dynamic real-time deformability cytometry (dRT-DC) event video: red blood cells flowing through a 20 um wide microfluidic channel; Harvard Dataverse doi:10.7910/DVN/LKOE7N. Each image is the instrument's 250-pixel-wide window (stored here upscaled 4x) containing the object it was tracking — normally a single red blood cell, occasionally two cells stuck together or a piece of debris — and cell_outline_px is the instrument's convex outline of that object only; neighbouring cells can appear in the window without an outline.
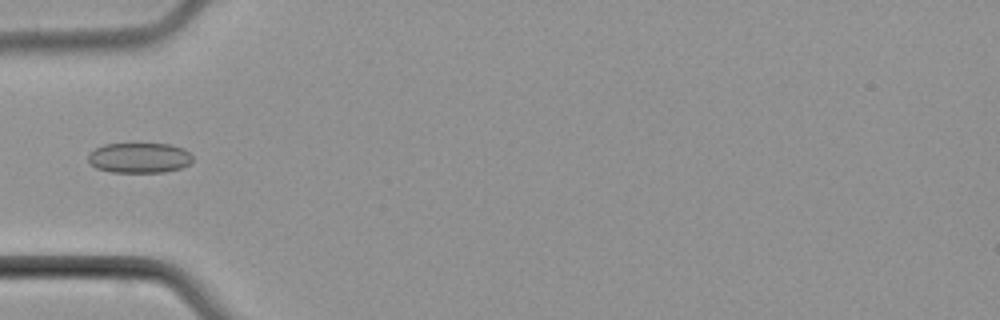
{"species": "common noctule bat (a hibernating species)", "species_latin": "Nyctalus noctula", "temperature_condition": "cold", "stored_images_in_passage": 5, "camera_frame_rate_fps": 3000, "um_per_image_px": 0.085, "animal": {"sex": "male", "body_mass_g": 21.5, "forearm_length_mm": 52.0}, "frame": {"image": 1, "passage_image": 5, "time_ms": 6.0, "image_size_px": [1000, 320], "cell_outline_px": [[192, 160], [188, 164], [180, 168], [164, 172], [112, 172], [96, 168], [88, 160], [88, 152], [104, 144], [136, 140], [168, 144], [184, 148], [192, 156]], "centroid_in_image_um": [11.81, 13.35], "position_along_channel_um": 73.2, "area_um2": 19.25}}